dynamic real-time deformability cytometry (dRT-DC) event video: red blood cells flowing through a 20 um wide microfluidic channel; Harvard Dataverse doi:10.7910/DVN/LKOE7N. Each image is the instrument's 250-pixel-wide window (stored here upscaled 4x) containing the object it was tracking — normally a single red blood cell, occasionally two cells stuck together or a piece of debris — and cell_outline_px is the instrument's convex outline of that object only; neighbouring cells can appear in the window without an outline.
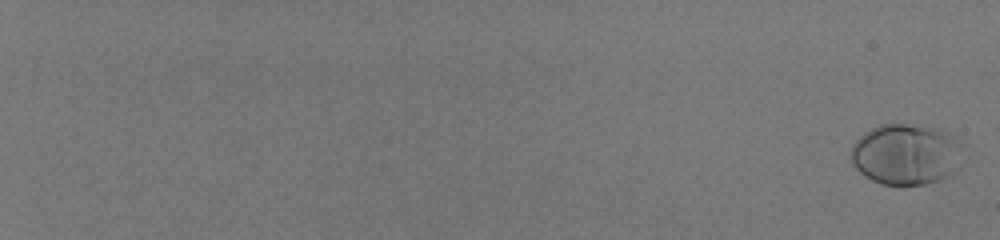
{"species": "human", "species_latin": "Homo sapiens", "temperature_condition": "room temperature", "stored_images_in_passage": 58, "camera_frame_rate_fps": 3000, "um_per_image_px": 0.085, "donor": {"sex": "male"}, "frame": {"image": 1, "passage_image": 2, "time_ms": 0.333, "image_size_px": [1000, 240], "cell_outline_px": [[952, 172], [940, 180], [924, 184], [900, 188], [880, 184], [872, 180], [860, 172], [852, 164], [852, 144], [864, 132], [880, 124], [904, 124], [936, 128], [948, 136]], "centroid_in_image_um": [76.72, 13.17], "position_along_channel_um": 8.3, "area_um2": 37.63}}
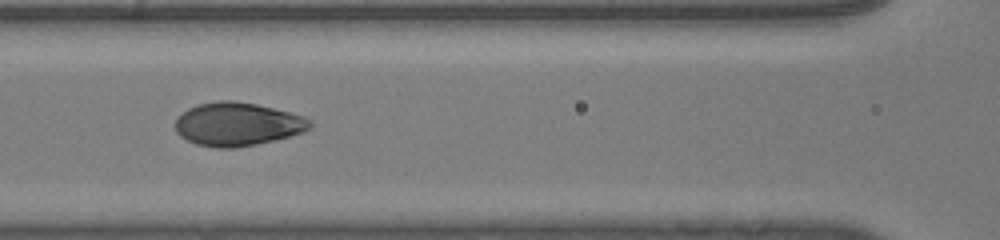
{"frame": {"image": 2, "passage_image": 34, "time_ms": 11.0, "image_size_px": [1000, 240], "cell_outline_px": [[316, 124], [312, 128], [304, 132], [256, 144], [236, 148], [216, 148], [196, 144], [180, 136], [176, 132], [176, 116], [188, 108], [196, 104], [216, 100], [232, 100], [256, 104], [304, 116], [312, 120]], "centroid_in_image_um": [20.18, 10.54], "position_along_channel_um": 146.4, "area_um2": 34.33}}
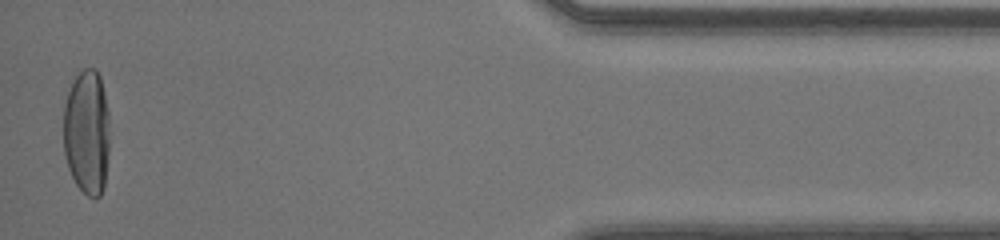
{"frame": {"image": 3, "passage_image": 58, "time_ms": 19.0, "image_size_px": [1000, 240], "cell_outline_px": [[108, 152], [104, 188], [100, 196], [88, 196], [76, 184], [68, 168], [64, 152], [64, 104], [72, 80], [84, 68], [96, 68], [100, 76], [108, 108]], "centroid_in_image_um": [7.38, 11.21], "position_along_channel_um": 427.8, "area_um2": 33.7}, "authors_computed_cell_mechanics": {"area_um2": 34.3621, "velocity_mm_per_s": 4.1136, "shape_relaxation_time_tau1_ms": 3.2467, "shape_relaxation_time_tau2_ms": null, "deformation_change_tau1": 0.1915, "deformation_change_tau2": null}}